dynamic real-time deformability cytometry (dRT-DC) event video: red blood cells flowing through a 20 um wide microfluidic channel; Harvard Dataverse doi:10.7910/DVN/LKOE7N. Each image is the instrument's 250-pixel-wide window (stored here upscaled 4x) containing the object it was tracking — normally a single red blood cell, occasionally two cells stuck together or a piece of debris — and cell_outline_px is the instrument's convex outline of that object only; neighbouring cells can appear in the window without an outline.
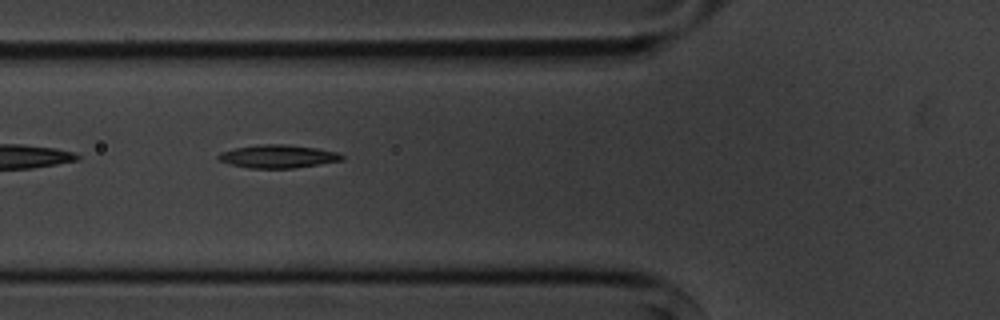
{"species": "common noctule bat (a hibernating species)", "species_latin": "Nyctalus noctula", "temperature_condition": "cold", "stored_images_in_passage": 4, "camera_frame_rate_fps": 3000, "um_per_image_px": 0.085, "animal": {"sex": "male", "body_mass_g": 20.1, "forearm_length_mm": 53.5}, "frame": {"image": 1, "passage_image": 3, "time_ms": 2.333, "image_size_px": [1000, 320], "cell_outline_px": [[344, 160], [292, 168], [248, 168], [228, 164], [220, 160], [216, 156], [220, 152], [236, 148], [260, 144], [284, 144], [316, 148], [336, 152], [344, 156]], "centroid_in_image_um": [23.6, 13.29], "position_along_channel_um": 102.2, "area_um2": 16.53}}
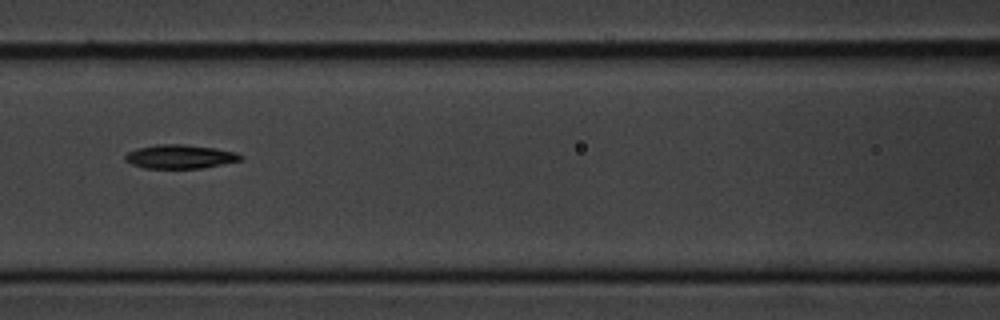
{"frame": {"image": 2, "passage_image": 4, "time_ms": 3.667, "image_size_px": [1000, 320], "cell_outline_px": [[244, 156], [240, 160], [200, 168], [144, 168], [132, 164], [124, 160], [124, 156], [128, 152], [136, 148], [156, 144], [184, 144], [212, 148], [236, 152]], "centroid_in_image_um": [15.24, 13.3], "position_along_channel_um": 151.4, "area_um2": 15.9}}